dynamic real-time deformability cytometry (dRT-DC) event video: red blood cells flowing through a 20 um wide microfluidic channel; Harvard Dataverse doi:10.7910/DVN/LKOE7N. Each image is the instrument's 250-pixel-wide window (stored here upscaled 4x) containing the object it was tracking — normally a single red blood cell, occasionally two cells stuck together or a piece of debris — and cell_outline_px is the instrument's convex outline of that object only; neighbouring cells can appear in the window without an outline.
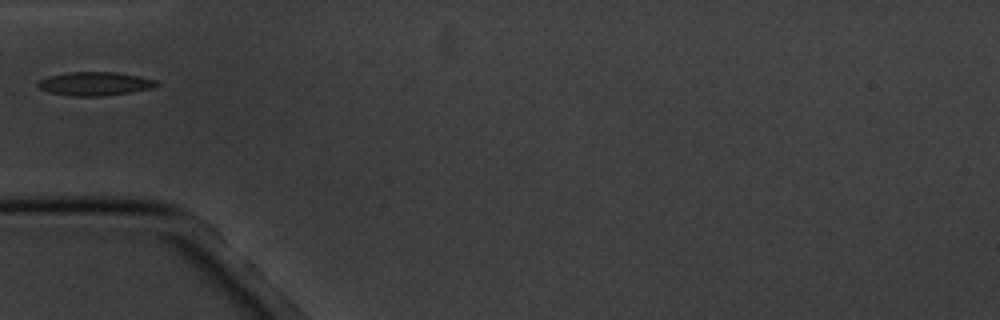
{"species": "common noctule bat (a hibernating species)", "species_latin": "Nyctalus noctula", "temperature_condition": "cold", "stored_images_in_passage": 7, "camera_frame_rate_fps": 3000, "um_per_image_px": 0.085, "animal": {"sex": "male", "body_mass_g": 20.1, "forearm_length_mm": 53.5}, "frame": {"image": 1, "passage_image": 6, "time_ms": 6.0, "image_size_px": [1000, 320], "cell_outline_px": [[160, 84], [152, 88], [104, 96], [72, 96], [48, 92], [40, 88], [36, 84], [40, 80], [48, 76], [68, 72], [116, 72], [140, 76], [156, 80]], "centroid_in_image_um": [8.06, 7.11], "position_along_channel_um": 76.9, "area_um2": 16.3}}
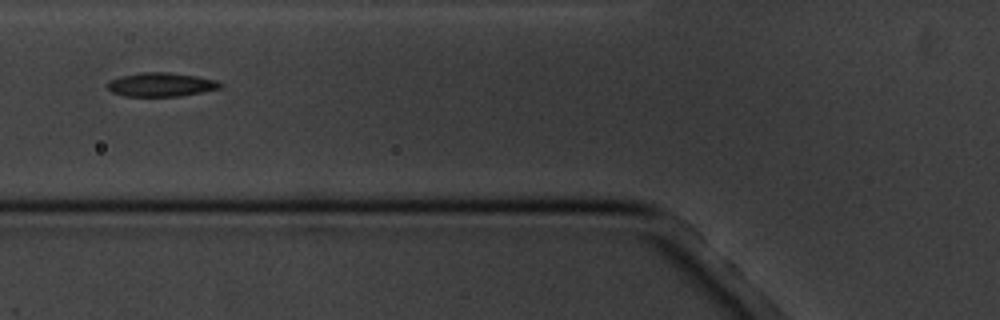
{"frame": {"image": 2, "passage_image": 7, "time_ms": 7.0, "image_size_px": [1000, 320], "cell_outline_px": [[224, 84], [220, 88], [180, 96], [124, 96], [112, 92], [104, 84], [108, 80], [120, 76], [140, 72], [168, 72], [196, 76], [216, 80]], "centroid_in_image_um": [13.63, 7.18], "position_along_channel_um": 112.2, "area_um2": 15.78}}